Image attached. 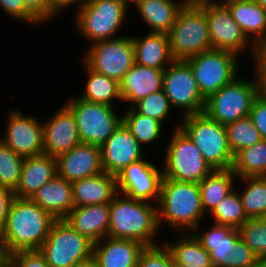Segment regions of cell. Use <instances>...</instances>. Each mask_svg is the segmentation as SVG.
<instances>
[{"label":"cell","mask_w":266,"mask_h":267,"mask_svg":"<svg viewBox=\"0 0 266 267\" xmlns=\"http://www.w3.org/2000/svg\"><path fill=\"white\" fill-rule=\"evenodd\" d=\"M56 219L30 198L15 197L0 236V255L39 250Z\"/></svg>","instance_id":"cell-1"},{"label":"cell","mask_w":266,"mask_h":267,"mask_svg":"<svg viewBox=\"0 0 266 267\" xmlns=\"http://www.w3.org/2000/svg\"><path fill=\"white\" fill-rule=\"evenodd\" d=\"M157 213L160 230L165 224L172 234L192 232L207 217L201 205L199 184L162 177Z\"/></svg>","instance_id":"cell-2"},{"label":"cell","mask_w":266,"mask_h":267,"mask_svg":"<svg viewBox=\"0 0 266 267\" xmlns=\"http://www.w3.org/2000/svg\"><path fill=\"white\" fill-rule=\"evenodd\" d=\"M110 216L107 237L133 240L144 246L160 244L157 237V204L132 199L117 193L109 203ZM157 238V240H156Z\"/></svg>","instance_id":"cell-3"},{"label":"cell","mask_w":266,"mask_h":267,"mask_svg":"<svg viewBox=\"0 0 266 267\" xmlns=\"http://www.w3.org/2000/svg\"><path fill=\"white\" fill-rule=\"evenodd\" d=\"M254 77L238 76L205 100L204 113L220 124L249 116L254 99L263 90L260 71L252 66Z\"/></svg>","instance_id":"cell-4"},{"label":"cell","mask_w":266,"mask_h":267,"mask_svg":"<svg viewBox=\"0 0 266 267\" xmlns=\"http://www.w3.org/2000/svg\"><path fill=\"white\" fill-rule=\"evenodd\" d=\"M129 7L121 0H86L74 15V30L90 44L117 38L129 15ZM119 33V34H118Z\"/></svg>","instance_id":"cell-5"},{"label":"cell","mask_w":266,"mask_h":267,"mask_svg":"<svg viewBox=\"0 0 266 267\" xmlns=\"http://www.w3.org/2000/svg\"><path fill=\"white\" fill-rule=\"evenodd\" d=\"M178 120L179 128L195 143L213 170L232 168L234 156L228 145L224 124L211 119L204 112Z\"/></svg>","instance_id":"cell-6"},{"label":"cell","mask_w":266,"mask_h":267,"mask_svg":"<svg viewBox=\"0 0 266 267\" xmlns=\"http://www.w3.org/2000/svg\"><path fill=\"white\" fill-rule=\"evenodd\" d=\"M168 37L174 60H186L212 49L205 6L188 0L179 10Z\"/></svg>","instance_id":"cell-7"},{"label":"cell","mask_w":266,"mask_h":267,"mask_svg":"<svg viewBox=\"0 0 266 267\" xmlns=\"http://www.w3.org/2000/svg\"><path fill=\"white\" fill-rule=\"evenodd\" d=\"M173 126L165 150L162 173L163 178L181 182H201L213 169L204 159L201 151L179 128Z\"/></svg>","instance_id":"cell-8"},{"label":"cell","mask_w":266,"mask_h":267,"mask_svg":"<svg viewBox=\"0 0 266 267\" xmlns=\"http://www.w3.org/2000/svg\"><path fill=\"white\" fill-rule=\"evenodd\" d=\"M200 225L191 233L210 253L213 267H248L259 257L241 240L238 229L212 223L201 231Z\"/></svg>","instance_id":"cell-9"},{"label":"cell","mask_w":266,"mask_h":267,"mask_svg":"<svg viewBox=\"0 0 266 267\" xmlns=\"http://www.w3.org/2000/svg\"><path fill=\"white\" fill-rule=\"evenodd\" d=\"M39 251L50 267H73L92 259L93 243L61 219L54 221Z\"/></svg>","instance_id":"cell-10"},{"label":"cell","mask_w":266,"mask_h":267,"mask_svg":"<svg viewBox=\"0 0 266 267\" xmlns=\"http://www.w3.org/2000/svg\"><path fill=\"white\" fill-rule=\"evenodd\" d=\"M189 63L202 97L206 100L240 74V57L227 50L210 49L192 56Z\"/></svg>","instance_id":"cell-11"},{"label":"cell","mask_w":266,"mask_h":267,"mask_svg":"<svg viewBox=\"0 0 266 267\" xmlns=\"http://www.w3.org/2000/svg\"><path fill=\"white\" fill-rule=\"evenodd\" d=\"M74 97L64 103L75 117L81 143L101 146L121 124L122 112L109 105L85 101L77 95Z\"/></svg>","instance_id":"cell-12"},{"label":"cell","mask_w":266,"mask_h":267,"mask_svg":"<svg viewBox=\"0 0 266 267\" xmlns=\"http://www.w3.org/2000/svg\"><path fill=\"white\" fill-rule=\"evenodd\" d=\"M86 48L81 58L82 62L90 69L118 82L135 64L131 35L97 41Z\"/></svg>","instance_id":"cell-13"},{"label":"cell","mask_w":266,"mask_h":267,"mask_svg":"<svg viewBox=\"0 0 266 267\" xmlns=\"http://www.w3.org/2000/svg\"><path fill=\"white\" fill-rule=\"evenodd\" d=\"M163 90L172 108L179 109L181 118L204 111L205 99L186 60H174L164 70Z\"/></svg>","instance_id":"cell-14"},{"label":"cell","mask_w":266,"mask_h":267,"mask_svg":"<svg viewBox=\"0 0 266 267\" xmlns=\"http://www.w3.org/2000/svg\"><path fill=\"white\" fill-rule=\"evenodd\" d=\"M205 13L212 49L227 50L239 57L249 50L252 66L256 65L259 49L246 37L228 8L225 5H206Z\"/></svg>","instance_id":"cell-15"},{"label":"cell","mask_w":266,"mask_h":267,"mask_svg":"<svg viewBox=\"0 0 266 267\" xmlns=\"http://www.w3.org/2000/svg\"><path fill=\"white\" fill-rule=\"evenodd\" d=\"M21 111L11 108L7 112L6 128L0 141L23 158L43 154L42 121L35 115H25Z\"/></svg>","instance_id":"cell-16"},{"label":"cell","mask_w":266,"mask_h":267,"mask_svg":"<svg viewBox=\"0 0 266 267\" xmlns=\"http://www.w3.org/2000/svg\"><path fill=\"white\" fill-rule=\"evenodd\" d=\"M147 158L131 163L116 175L117 190L132 199L158 204L162 168Z\"/></svg>","instance_id":"cell-17"},{"label":"cell","mask_w":266,"mask_h":267,"mask_svg":"<svg viewBox=\"0 0 266 267\" xmlns=\"http://www.w3.org/2000/svg\"><path fill=\"white\" fill-rule=\"evenodd\" d=\"M100 149L104 172L115 176L131 163L146 157V151L123 122L100 146Z\"/></svg>","instance_id":"cell-18"},{"label":"cell","mask_w":266,"mask_h":267,"mask_svg":"<svg viewBox=\"0 0 266 267\" xmlns=\"http://www.w3.org/2000/svg\"><path fill=\"white\" fill-rule=\"evenodd\" d=\"M42 123L45 154L57 157L81 143L75 117L65 104Z\"/></svg>","instance_id":"cell-19"},{"label":"cell","mask_w":266,"mask_h":267,"mask_svg":"<svg viewBox=\"0 0 266 267\" xmlns=\"http://www.w3.org/2000/svg\"><path fill=\"white\" fill-rule=\"evenodd\" d=\"M57 175L69 182L104 172L98 145L80 143L56 157Z\"/></svg>","instance_id":"cell-20"},{"label":"cell","mask_w":266,"mask_h":267,"mask_svg":"<svg viewBox=\"0 0 266 267\" xmlns=\"http://www.w3.org/2000/svg\"><path fill=\"white\" fill-rule=\"evenodd\" d=\"M142 243L113 237H104L93 244L92 259L96 267H137Z\"/></svg>","instance_id":"cell-21"},{"label":"cell","mask_w":266,"mask_h":267,"mask_svg":"<svg viewBox=\"0 0 266 267\" xmlns=\"http://www.w3.org/2000/svg\"><path fill=\"white\" fill-rule=\"evenodd\" d=\"M164 70L134 64L123 76L120 95L127 107H133L150 94L163 89Z\"/></svg>","instance_id":"cell-22"},{"label":"cell","mask_w":266,"mask_h":267,"mask_svg":"<svg viewBox=\"0 0 266 267\" xmlns=\"http://www.w3.org/2000/svg\"><path fill=\"white\" fill-rule=\"evenodd\" d=\"M109 216V203L90 204L73 207L64 220L94 244L107 237Z\"/></svg>","instance_id":"cell-23"},{"label":"cell","mask_w":266,"mask_h":267,"mask_svg":"<svg viewBox=\"0 0 266 267\" xmlns=\"http://www.w3.org/2000/svg\"><path fill=\"white\" fill-rule=\"evenodd\" d=\"M57 175L56 157L40 154L25 157L19 183L14 191L17 198H31L43 185Z\"/></svg>","instance_id":"cell-24"},{"label":"cell","mask_w":266,"mask_h":267,"mask_svg":"<svg viewBox=\"0 0 266 267\" xmlns=\"http://www.w3.org/2000/svg\"><path fill=\"white\" fill-rule=\"evenodd\" d=\"M225 6L258 49L266 44V10L261 5L255 0H234Z\"/></svg>","instance_id":"cell-25"},{"label":"cell","mask_w":266,"mask_h":267,"mask_svg":"<svg viewBox=\"0 0 266 267\" xmlns=\"http://www.w3.org/2000/svg\"><path fill=\"white\" fill-rule=\"evenodd\" d=\"M56 220L65 219L74 207L72 184L56 175L30 198Z\"/></svg>","instance_id":"cell-26"},{"label":"cell","mask_w":266,"mask_h":267,"mask_svg":"<svg viewBox=\"0 0 266 267\" xmlns=\"http://www.w3.org/2000/svg\"><path fill=\"white\" fill-rule=\"evenodd\" d=\"M74 207L110 203L118 193L116 176L102 172L71 182Z\"/></svg>","instance_id":"cell-27"},{"label":"cell","mask_w":266,"mask_h":267,"mask_svg":"<svg viewBox=\"0 0 266 267\" xmlns=\"http://www.w3.org/2000/svg\"><path fill=\"white\" fill-rule=\"evenodd\" d=\"M141 36H131L135 51V63L165 70L174 61L170 52L168 34L148 32L145 36Z\"/></svg>","instance_id":"cell-28"},{"label":"cell","mask_w":266,"mask_h":267,"mask_svg":"<svg viewBox=\"0 0 266 267\" xmlns=\"http://www.w3.org/2000/svg\"><path fill=\"white\" fill-rule=\"evenodd\" d=\"M188 0H140L133 7L137 10L148 32L168 34L179 10Z\"/></svg>","instance_id":"cell-29"},{"label":"cell","mask_w":266,"mask_h":267,"mask_svg":"<svg viewBox=\"0 0 266 267\" xmlns=\"http://www.w3.org/2000/svg\"><path fill=\"white\" fill-rule=\"evenodd\" d=\"M174 235L178 236L175 240L162 239V242L171 252L176 267H213L210 253L191 232Z\"/></svg>","instance_id":"cell-30"},{"label":"cell","mask_w":266,"mask_h":267,"mask_svg":"<svg viewBox=\"0 0 266 267\" xmlns=\"http://www.w3.org/2000/svg\"><path fill=\"white\" fill-rule=\"evenodd\" d=\"M237 179L232 169L213 170L198 183L201 205L206 216H209L219 202L235 189Z\"/></svg>","instance_id":"cell-31"},{"label":"cell","mask_w":266,"mask_h":267,"mask_svg":"<svg viewBox=\"0 0 266 267\" xmlns=\"http://www.w3.org/2000/svg\"><path fill=\"white\" fill-rule=\"evenodd\" d=\"M82 66L87 78L84 90L80 95H77L79 98L112 107H115L117 102H123L120 95V84L117 80L90 69L84 62Z\"/></svg>","instance_id":"cell-32"},{"label":"cell","mask_w":266,"mask_h":267,"mask_svg":"<svg viewBox=\"0 0 266 267\" xmlns=\"http://www.w3.org/2000/svg\"><path fill=\"white\" fill-rule=\"evenodd\" d=\"M125 108L127 109L124 110L125 113H122V122L140 145L143 148L145 146V150L148 144L153 145L155 141H159L163 136L165 130L163 127H166L165 125L154 118L138 113L133 107Z\"/></svg>","instance_id":"cell-33"},{"label":"cell","mask_w":266,"mask_h":267,"mask_svg":"<svg viewBox=\"0 0 266 267\" xmlns=\"http://www.w3.org/2000/svg\"><path fill=\"white\" fill-rule=\"evenodd\" d=\"M231 169L238 178L266 176V140L236 153Z\"/></svg>","instance_id":"cell-34"},{"label":"cell","mask_w":266,"mask_h":267,"mask_svg":"<svg viewBox=\"0 0 266 267\" xmlns=\"http://www.w3.org/2000/svg\"><path fill=\"white\" fill-rule=\"evenodd\" d=\"M237 181L243 183L244 189L239 193L245 214L251 218L266 217V176L241 177Z\"/></svg>","instance_id":"cell-35"},{"label":"cell","mask_w":266,"mask_h":267,"mask_svg":"<svg viewBox=\"0 0 266 267\" xmlns=\"http://www.w3.org/2000/svg\"><path fill=\"white\" fill-rule=\"evenodd\" d=\"M209 217H212L213 222L211 221V223L228 225L235 229L249 219L236 188L219 202Z\"/></svg>","instance_id":"cell-36"},{"label":"cell","mask_w":266,"mask_h":267,"mask_svg":"<svg viewBox=\"0 0 266 267\" xmlns=\"http://www.w3.org/2000/svg\"><path fill=\"white\" fill-rule=\"evenodd\" d=\"M228 145L233 156L246 147L253 146L262 137L249 116L225 125Z\"/></svg>","instance_id":"cell-37"},{"label":"cell","mask_w":266,"mask_h":267,"mask_svg":"<svg viewBox=\"0 0 266 267\" xmlns=\"http://www.w3.org/2000/svg\"><path fill=\"white\" fill-rule=\"evenodd\" d=\"M24 158L0 141V185L15 191Z\"/></svg>","instance_id":"cell-38"},{"label":"cell","mask_w":266,"mask_h":267,"mask_svg":"<svg viewBox=\"0 0 266 267\" xmlns=\"http://www.w3.org/2000/svg\"><path fill=\"white\" fill-rule=\"evenodd\" d=\"M238 232L241 240L259 258H266V217L248 219Z\"/></svg>","instance_id":"cell-39"},{"label":"cell","mask_w":266,"mask_h":267,"mask_svg":"<svg viewBox=\"0 0 266 267\" xmlns=\"http://www.w3.org/2000/svg\"><path fill=\"white\" fill-rule=\"evenodd\" d=\"M133 108L144 116L160 121L163 125L168 122L166 120H169V117H172L170 114H173L171 113L173 108L163 89L137 102Z\"/></svg>","instance_id":"cell-40"},{"label":"cell","mask_w":266,"mask_h":267,"mask_svg":"<svg viewBox=\"0 0 266 267\" xmlns=\"http://www.w3.org/2000/svg\"><path fill=\"white\" fill-rule=\"evenodd\" d=\"M137 267H176L169 249L162 242L145 246L139 256Z\"/></svg>","instance_id":"cell-41"},{"label":"cell","mask_w":266,"mask_h":267,"mask_svg":"<svg viewBox=\"0 0 266 267\" xmlns=\"http://www.w3.org/2000/svg\"><path fill=\"white\" fill-rule=\"evenodd\" d=\"M0 9L4 15L27 26L42 25L26 8L22 0H0ZM30 24V25H28Z\"/></svg>","instance_id":"cell-42"},{"label":"cell","mask_w":266,"mask_h":267,"mask_svg":"<svg viewBox=\"0 0 266 267\" xmlns=\"http://www.w3.org/2000/svg\"><path fill=\"white\" fill-rule=\"evenodd\" d=\"M6 259L13 267H50L39 250L17 251Z\"/></svg>","instance_id":"cell-43"},{"label":"cell","mask_w":266,"mask_h":267,"mask_svg":"<svg viewBox=\"0 0 266 267\" xmlns=\"http://www.w3.org/2000/svg\"><path fill=\"white\" fill-rule=\"evenodd\" d=\"M249 117L263 140H266V90H262L254 99Z\"/></svg>","instance_id":"cell-44"},{"label":"cell","mask_w":266,"mask_h":267,"mask_svg":"<svg viewBox=\"0 0 266 267\" xmlns=\"http://www.w3.org/2000/svg\"><path fill=\"white\" fill-rule=\"evenodd\" d=\"M25 8L41 23L49 22V4L47 0H22ZM46 22V23H45Z\"/></svg>","instance_id":"cell-45"},{"label":"cell","mask_w":266,"mask_h":267,"mask_svg":"<svg viewBox=\"0 0 266 267\" xmlns=\"http://www.w3.org/2000/svg\"><path fill=\"white\" fill-rule=\"evenodd\" d=\"M15 198L14 191L0 185V236L4 231L10 206Z\"/></svg>","instance_id":"cell-46"},{"label":"cell","mask_w":266,"mask_h":267,"mask_svg":"<svg viewBox=\"0 0 266 267\" xmlns=\"http://www.w3.org/2000/svg\"><path fill=\"white\" fill-rule=\"evenodd\" d=\"M86 0H47L49 4V21L55 20L63 12L65 13V10L70 9L71 6L76 7L75 11L85 2ZM70 6V7H69Z\"/></svg>","instance_id":"cell-47"},{"label":"cell","mask_w":266,"mask_h":267,"mask_svg":"<svg viewBox=\"0 0 266 267\" xmlns=\"http://www.w3.org/2000/svg\"><path fill=\"white\" fill-rule=\"evenodd\" d=\"M260 71L263 89L266 90V44L259 49L258 60L255 65Z\"/></svg>","instance_id":"cell-48"},{"label":"cell","mask_w":266,"mask_h":267,"mask_svg":"<svg viewBox=\"0 0 266 267\" xmlns=\"http://www.w3.org/2000/svg\"><path fill=\"white\" fill-rule=\"evenodd\" d=\"M191 3L198 6H206V5H226L229 2L234 0H189Z\"/></svg>","instance_id":"cell-49"},{"label":"cell","mask_w":266,"mask_h":267,"mask_svg":"<svg viewBox=\"0 0 266 267\" xmlns=\"http://www.w3.org/2000/svg\"><path fill=\"white\" fill-rule=\"evenodd\" d=\"M248 267H266V258H258L252 265Z\"/></svg>","instance_id":"cell-50"},{"label":"cell","mask_w":266,"mask_h":267,"mask_svg":"<svg viewBox=\"0 0 266 267\" xmlns=\"http://www.w3.org/2000/svg\"><path fill=\"white\" fill-rule=\"evenodd\" d=\"M73 267H96V264H95V261L93 259H91L87 262L75 265Z\"/></svg>","instance_id":"cell-51"},{"label":"cell","mask_w":266,"mask_h":267,"mask_svg":"<svg viewBox=\"0 0 266 267\" xmlns=\"http://www.w3.org/2000/svg\"><path fill=\"white\" fill-rule=\"evenodd\" d=\"M0 267H13V265L6 259L0 258Z\"/></svg>","instance_id":"cell-52"},{"label":"cell","mask_w":266,"mask_h":267,"mask_svg":"<svg viewBox=\"0 0 266 267\" xmlns=\"http://www.w3.org/2000/svg\"><path fill=\"white\" fill-rule=\"evenodd\" d=\"M123 1L128 7H133L136 3H138L140 0H121Z\"/></svg>","instance_id":"cell-53"},{"label":"cell","mask_w":266,"mask_h":267,"mask_svg":"<svg viewBox=\"0 0 266 267\" xmlns=\"http://www.w3.org/2000/svg\"><path fill=\"white\" fill-rule=\"evenodd\" d=\"M255 1L266 10V0H255Z\"/></svg>","instance_id":"cell-54"}]
</instances>
